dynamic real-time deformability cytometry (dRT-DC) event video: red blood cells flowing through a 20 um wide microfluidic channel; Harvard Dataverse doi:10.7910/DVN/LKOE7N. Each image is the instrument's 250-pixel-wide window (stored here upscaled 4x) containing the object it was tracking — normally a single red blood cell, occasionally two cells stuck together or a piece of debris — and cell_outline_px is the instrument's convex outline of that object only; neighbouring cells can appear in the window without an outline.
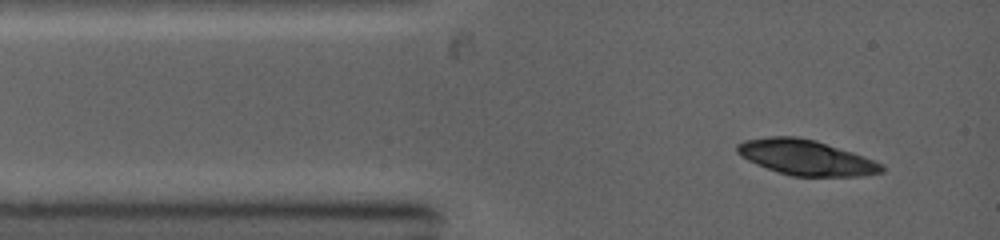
{"species": "common noctule bat (a hibernating species)", "species_latin": "Nyctalus noctula", "temperature_condition": "warm", "stored_images_in_passage": 2, "camera_frame_rate_fps": 5000, "um_per_image_px": 0.085, "animal": {"sex": "female", "body_mass_g": 19.0, "forearm_length_mm": 53.3}, "frame": {"image": 1, "passage_image": 1, "time_ms": 0.0, "image_size_px": [1000, 240], "cell_outline_px": [[884, 172], [860, 176], [792, 176], [756, 164], [740, 156], [736, 152], [736, 144], [744, 140], [768, 136], [796, 136], [816, 140], [864, 156], [884, 164]], "centroid_in_image_um": [68.5, 13.38], "position_along_channel_um": 16.5, "area_um2": 29.77}}